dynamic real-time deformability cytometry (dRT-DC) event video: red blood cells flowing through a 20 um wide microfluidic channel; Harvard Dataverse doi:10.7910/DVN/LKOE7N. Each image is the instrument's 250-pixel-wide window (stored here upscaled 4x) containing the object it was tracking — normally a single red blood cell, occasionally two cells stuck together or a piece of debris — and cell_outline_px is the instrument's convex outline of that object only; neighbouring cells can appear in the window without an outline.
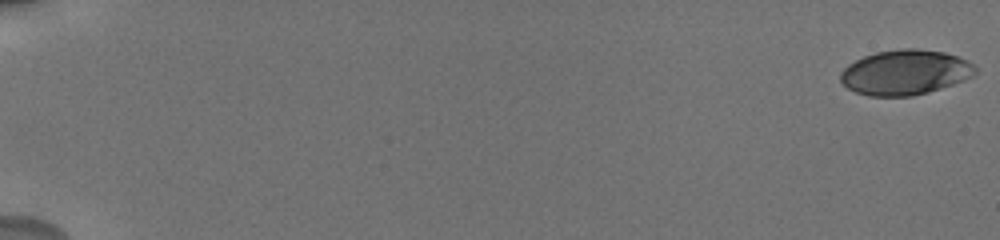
{"species": "human", "species_latin": "Homo sapiens", "temperature_condition": "cold", "stored_images_in_passage": 14, "camera_frame_rate_fps": 3000, "um_per_image_px": 0.085, "donor": {"sex": "male"}, "frame": {"image": 1, "passage_image": 1, "time_ms": 0.0, "image_size_px": [1000, 240], "cell_outline_px": [[976, 72], [972, 76], [964, 80], [928, 92], [912, 96], [868, 96], [856, 92], [848, 88], [840, 80], [840, 72], [848, 64], [864, 56], [876, 52], [904, 48], [916, 48], [944, 52], [968, 60], [976, 68]], "centroid_in_image_um": [76.92, 6.15], "position_along_channel_um": 8.1, "area_um2": 35.26}}
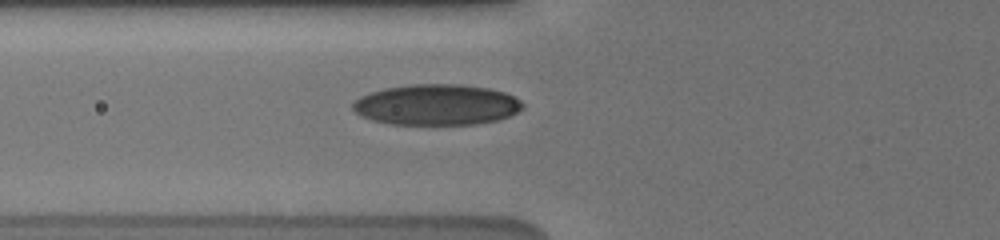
{"frame": {"image": 2, "passage_image": 12, "time_ms": 7.667, "image_size_px": [1000, 240], "cell_outline_px": [[524, 108], [508, 116], [496, 120], [476, 124], [392, 124], [372, 120], [360, 116], [352, 108], [352, 104], [360, 96], [384, 88], [412, 84], [460, 84], [488, 88], [504, 92], [520, 100], [524, 104]], "centroid_in_image_um": [37.1, 8.9], "position_along_channel_um": 88.7, "area_um2": 40.29}}
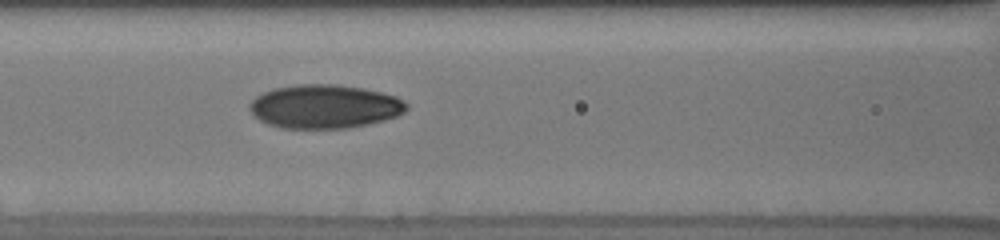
{"frame": {"image": 3, "passage_image": 14, "time_ms": 9.0, "image_size_px": [1000, 240], "cell_outline_px": [[408, 108], [404, 112], [396, 116], [384, 120], [368, 124], [348, 128], [280, 128], [268, 124], [252, 116], [248, 108], [248, 104], [256, 96], [272, 88], [300, 84], [336, 84], [364, 88], [396, 96], [404, 100], [408, 104]], "centroid_in_image_um": [27.57, 9.05], "position_along_channel_um": 139.0, "area_um2": 40.29}}